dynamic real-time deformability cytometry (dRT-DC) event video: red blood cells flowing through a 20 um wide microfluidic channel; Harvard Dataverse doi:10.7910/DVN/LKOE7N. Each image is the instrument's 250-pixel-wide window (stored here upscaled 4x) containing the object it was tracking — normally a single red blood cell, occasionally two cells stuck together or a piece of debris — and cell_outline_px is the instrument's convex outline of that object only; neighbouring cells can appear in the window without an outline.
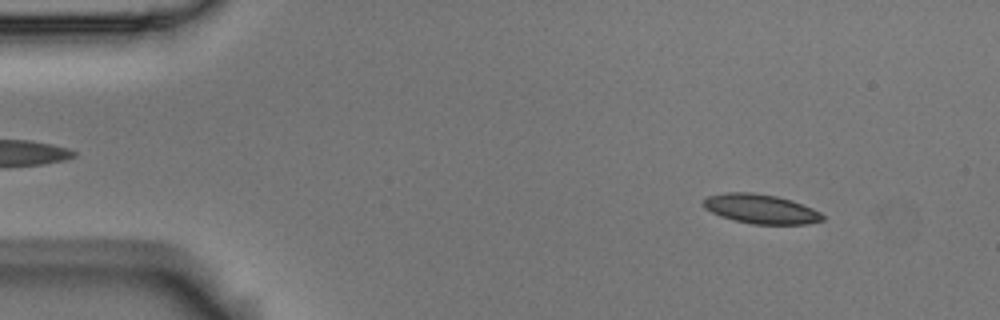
{"species": "Egyptian fruit bat (a non-hibernating species)", "species_latin": "Rousettus aegyptiacus", "temperature_condition": "room temperature", "stored_images_in_passage": 13, "camera_frame_rate_fps": 3000, "um_per_image_px": 0.085, "animal": {"sex": "male"}, "frame": {"image": 1, "passage_image": 1, "time_ms": 0.0, "image_size_px": [1000, 320], "cell_outline_px": [[824, 220], [808, 224], [752, 224], [720, 216], [704, 208], [700, 204], [708, 196], [728, 192], [752, 192], [776, 196], [792, 200], [812, 208], [820, 212], [824, 216]], "centroid_in_image_um": [64.66, 17.76], "position_along_channel_um": 20.3, "area_um2": 20.4}}
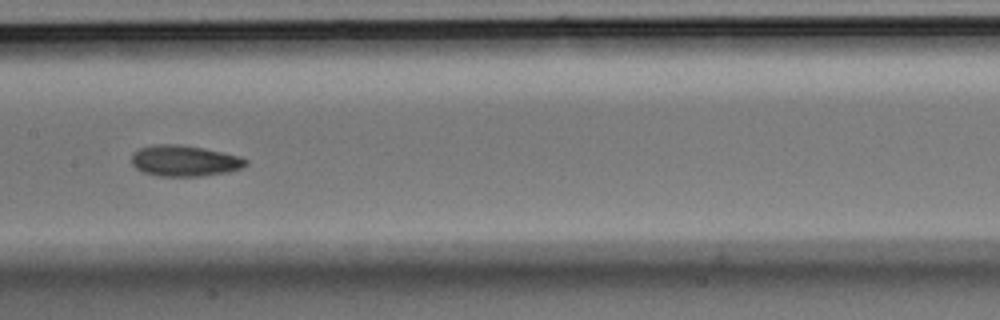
{"frame": {"image": 2, "passage_image": 6, "time_ms": 1.667, "image_size_px": [1000, 320], "cell_outline_px": [[248, 164], [240, 168], [228, 172], [200, 176], [160, 176], [144, 172], [136, 168], [132, 164], [132, 152], [140, 148], [152, 144], [180, 144], [204, 148], [240, 156], [248, 160]], "centroid_in_image_um": [15.68, 13.66], "position_along_channel_um": 191.7, "area_um2": 20.69}}
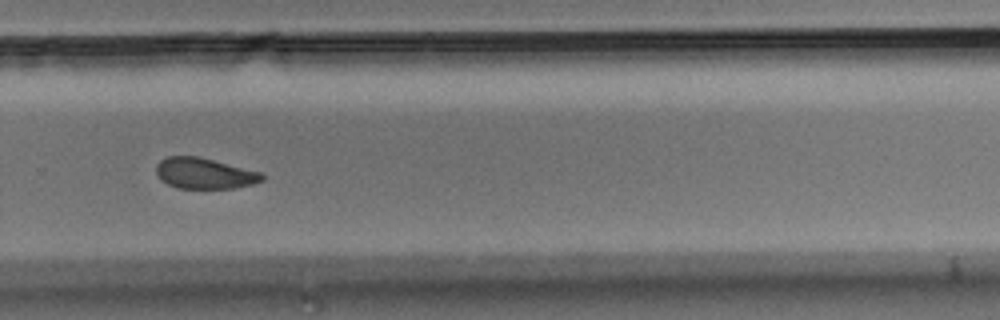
{"frame": {"image": 3, "passage_image": 9, "time_ms": 2.667, "image_size_px": [1000, 320], "cell_outline_px": [[264, 180], [252, 184], [236, 188], [180, 188], [168, 184], [160, 180], [156, 172], [156, 164], [160, 160], [168, 156], [200, 156], [260, 172], [264, 176]], "centroid_in_image_um": [17.36, 14.73], "position_along_channel_um": 312.4, "area_um2": 19.07}}